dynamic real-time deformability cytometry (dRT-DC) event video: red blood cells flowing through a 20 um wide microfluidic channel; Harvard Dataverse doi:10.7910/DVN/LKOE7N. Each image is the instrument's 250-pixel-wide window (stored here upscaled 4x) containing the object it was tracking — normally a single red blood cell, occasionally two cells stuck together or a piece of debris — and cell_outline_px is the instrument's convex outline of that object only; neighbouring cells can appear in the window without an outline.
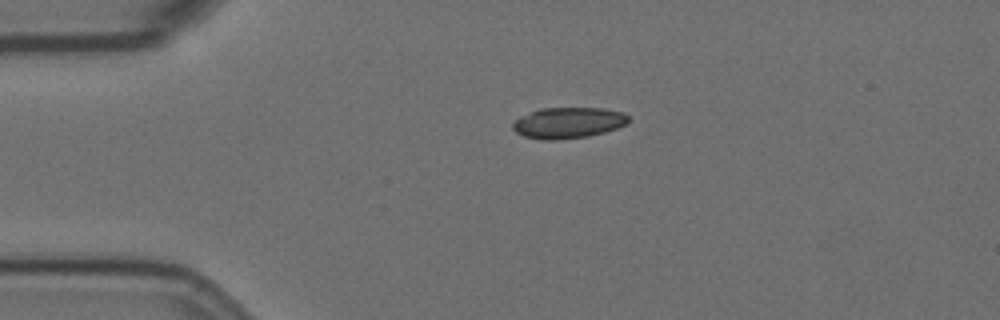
{"species": "Egyptian fruit bat (a non-hibernating species)", "species_latin": "Rousettus aegyptiacus", "temperature_condition": "room temperature", "stored_images_in_passage": 37, "camera_frame_rate_fps": 3000, "um_per_image_px": 0.085, "animal": {"sex": "female"}, "frame": {"image": 1, "passage_image": 1, "time_ms": 0.0, "image_size_px": [1000, 320], "cell_outline_px": [[628, 120], [624, 124], [616, 128], [604, 132], [588, 136], [556, 140], [544, 140], [524, 136], [516, 132], [512, 128], [512, 124], [520, 116], [540, 108], [604, 108], [624, 112], [628, 116]], "centroid_in_image_um": [48.28, 10.43], "position_along_channel_um": 36.7, "area_um2": 20.81}}
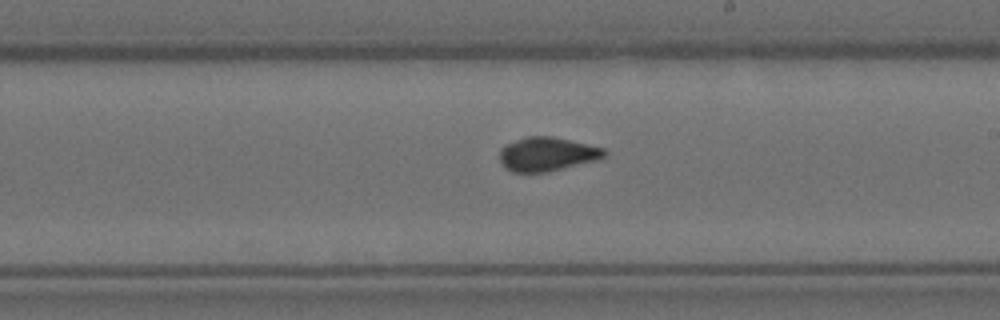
{"frame": {"image": 2, "passage_image": 21, "time_ms": 6.667, "image_size_px": [1000, 320], "cell_outline_px": [[608, 152], [600, 160], [548, 172], [512, 172], [504, 168], [500, 160], [500, 148], [504, 144], [524, 136], [552, 136], [604, 148]], "centroid_in_image_um": [46.49, 13.1], "position_along_channel_um": 242.5, "area_um2": 21.04}}
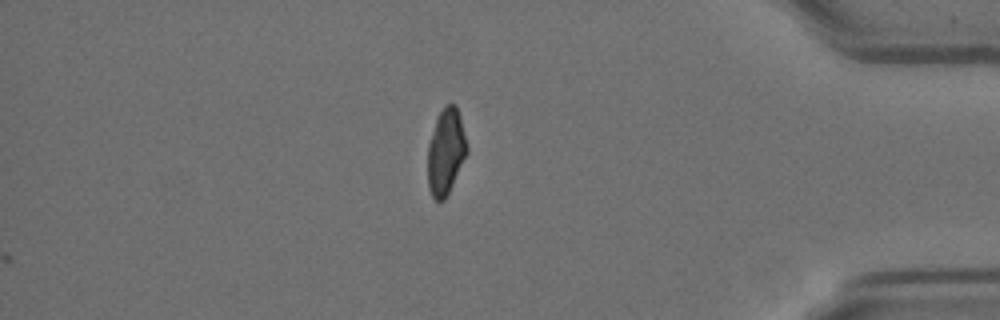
{"frame": {"image": 3, "passage_image": 37, "time_ms": 12.0, "image_size_px": [1000, 320], "cell_outline_px": [[468, 152], [444, 200], [436, 200], [432, 196], [428, 188], [428, 144], [436, 116], [444, 104], [456, 104], [460, 116], [468, 144]], "centroid_in_image_um": [37.89, 12.83], "position_along_channel_um": 397.3, "area_um2": 19.77}, "authors_computed_cell_mechanics": {"area_um2": 20.808, "velocity_mm_per_s": 3.5743, "shape_relaxation_time_tau1_ms": null, "shape_relaxation_time_tau2_ms": 0.8335, "deformation_change_tau1": null, "deformation_change_tau2": 0.0403}}